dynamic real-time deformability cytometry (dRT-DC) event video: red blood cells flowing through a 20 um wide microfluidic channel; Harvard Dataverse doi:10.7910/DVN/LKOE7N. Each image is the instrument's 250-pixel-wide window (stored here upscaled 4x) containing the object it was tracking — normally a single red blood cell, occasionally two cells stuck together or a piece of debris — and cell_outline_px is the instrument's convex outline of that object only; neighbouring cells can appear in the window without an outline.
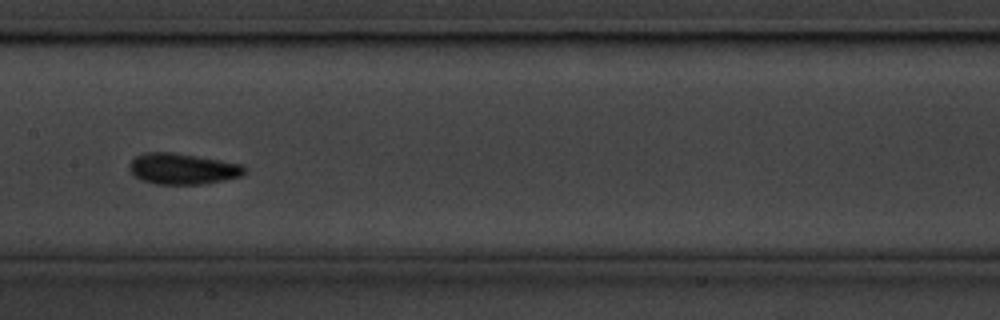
{"species": "common noctule bat (a hibernating species)", "species_latin": "Nyctalus noctula", "temperature_condition": "cold", "stored_images_in_passage": 9, "camera_frame_rate_fps": 3000, "um_per_image_px": 0.085, "animal": {"sex": "male", "body_mass_g": 20.1, "forearm_length_mm": 53.5}, "frame": {"image": 1, "passage_image": 8, "time_ms": 2.333, "image_size_px": [1000, 320], "cell_outline_px": [[248, 172], [244, 176], [204, 184], [156, 184], [140, 180], [128, 168], [128, 164], [136, 156], [144, 152], [172, 152], [244, 164], [248, 168]], "centroid_in_image_um": [15.58, 14.35], "position_along_channel_um": 191.8, "area_um2": 21.1}}
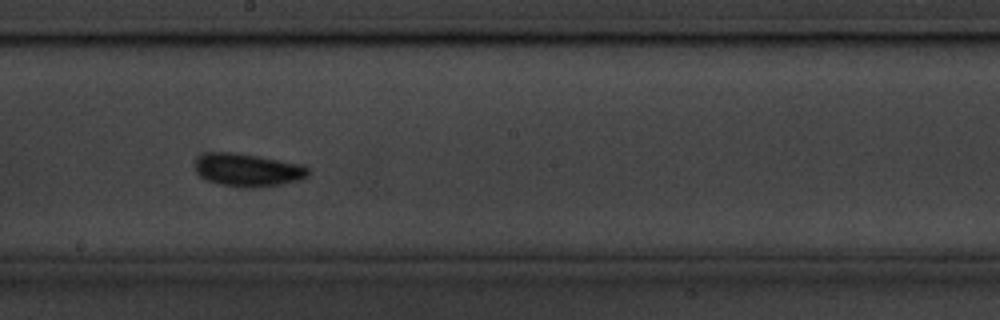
{"frame": {"image": 2, "passage_image": 9, "time_ms": 2.667, "image_size_px": [1000, 320], "cell_outline_px": [[308, 176], [300, 180], [264, 188], [236, 188], [220, 184], [208, 180], [200, 176], [196, 172], [196, 160], [200, 156], [208, 152], [236, 152], [304, 164], [308, 168]], "centroid_in_image_um": [21.09, 14.46], "position_along_channel_um": 227.1, "area_um2": 22.14}}